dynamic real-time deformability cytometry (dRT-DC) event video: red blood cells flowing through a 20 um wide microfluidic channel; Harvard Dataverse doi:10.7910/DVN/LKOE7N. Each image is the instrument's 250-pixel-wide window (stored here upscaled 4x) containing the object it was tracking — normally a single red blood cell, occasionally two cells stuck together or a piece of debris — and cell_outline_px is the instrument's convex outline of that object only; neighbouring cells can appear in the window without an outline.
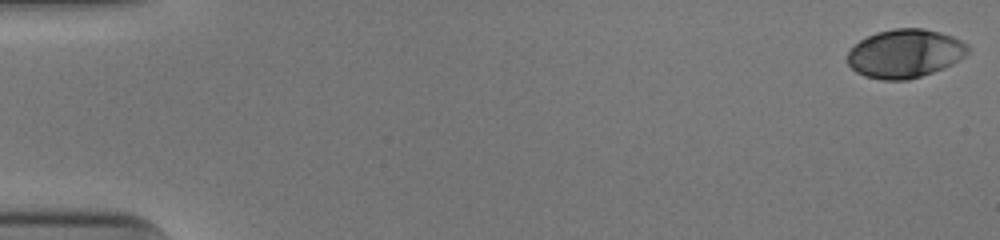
{"species": "human", "species_latin": "Homo sapiens", "temperature_condition": "cold", "stored_images_in_passage": 40, "camera_frame_rate_fps": 3000, "um_per_image_px": 0.085, "donor": {"sex": "male"}, "frame": {"image": 1, "passage_image": 1, "time_ms": 0.0, "image_size_px": [1000, 240], "cell_outline_px": [[972, 48], [960, 60], [944, 68], [908, 80], [880, 80], [864, 76], [856, 72], [848, 64], [848, 52], [860, 40], [876, 32], [892, 28], [924, 28], [940, 32], [952, 36], [968, 44]], "centroid_in_image_um": [76.94, 4.55], "position_along_channel_um": 8.1, "area_um2": 34.28}}
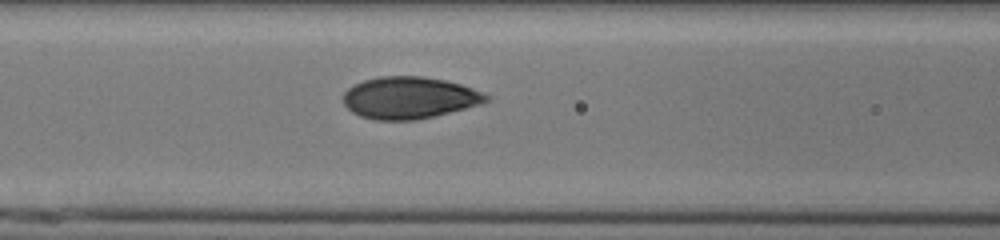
{"frame": {"image": 2, "passage_image": 23, "time_ms": 7.333, "image_size_px": [1000, 240], "cell_outline_px": [[492, 96], [488, 100], [480, 104], [436, 116], [416, 120], [372, 120], [360, 116], [352, 112], [344, 104], [344, 92], [348, 88], [364, 80], [380, 76], [420, 76], [444, 80], [460, 84], [484, 92]], "centroid_in_image_um": [34.8, 8.32], "position_along_channel_um": 131.8, "area_um2": 34.97}}
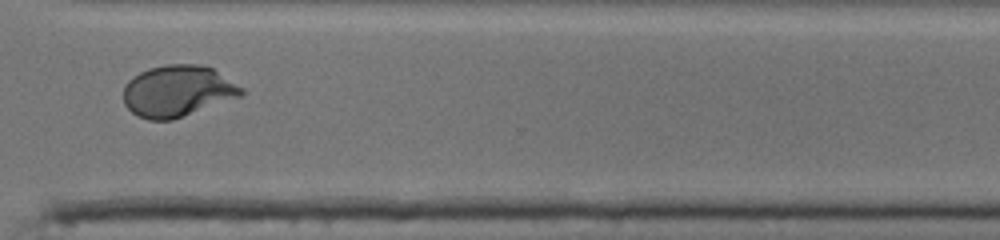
{"frame": {"image": 3, "passage_image": 40, "time_ms": 13.0, "image_size_px": [1000, 240], "cell_outline_px": [[244, 92], [240, 96], [172, 120], [148, 120], [136, 116], [124, 104], [124, 84], [132, 76], [148, 68], [168, 64], [200, 64], [212, 68], [244, 88]], "centroid_in_image_um": [15.06, 7.73], "position_along_channel_um": 355.5, "area_um2": 35.32}}